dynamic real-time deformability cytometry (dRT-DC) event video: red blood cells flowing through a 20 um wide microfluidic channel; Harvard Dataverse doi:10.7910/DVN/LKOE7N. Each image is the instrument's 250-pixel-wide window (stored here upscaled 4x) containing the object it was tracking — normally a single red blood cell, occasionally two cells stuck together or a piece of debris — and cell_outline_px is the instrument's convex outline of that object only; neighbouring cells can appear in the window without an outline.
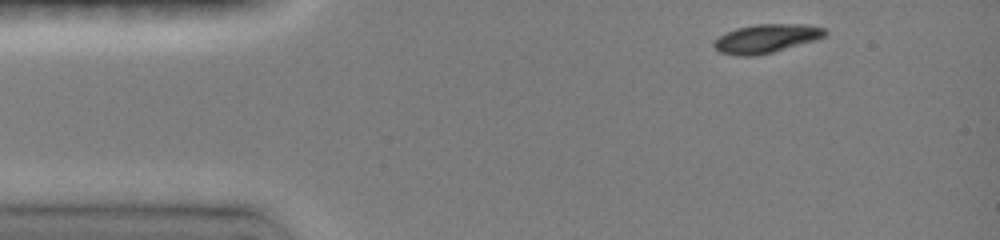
{"species": "common noctule bat (a hibernating species)", "species_latin": "Nyctalus noctula", "temperature_condition": "room temperature", "stored_images_in_passage": 6, "camera_frame_rate_fps": 3000, "um_per_image_px": 0.085, "animal": {"sex": "female", "body_mass_g": 19.0, "forearm_length_mm": 51.5}, "frame": {"image": 1, "passage_image": 1, "time_ms": 0.0, "image_size_px": [1000, 240], "cell_outline_px": [[828, 32], [824, 36], [816, 40], [772, 52], [756, 56], [736, 56], [720, 52], [712, 44], [720, 36], [736, 28], [756, 24], [808, 24], [828, 28]], "centroid_in_image_um": [65.18, 3.27], "position_along_channel_um": 19.8, "area_um2": 18.61}}
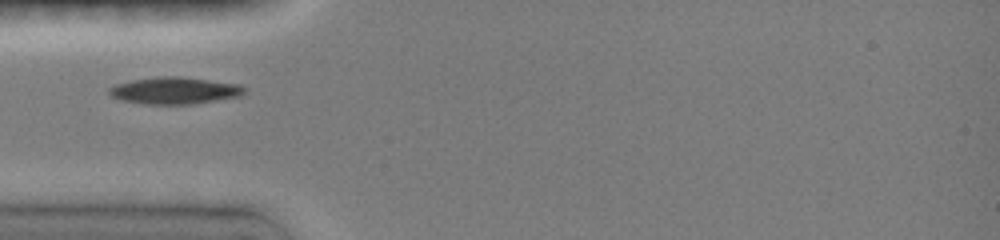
{"frame": {"image": 2, "passage_image": 5, "time_ms": 3.0, "image_size_px": [1000, 240], "cell_outline_px": [[244, 92], [240, 96], [196, 104], [148, 104], [120, 100], [108, 96], [108, 88], [116, 84], [132, 80], [156, 76], [180, 76], [240, 84], [244, 88]], "centroid_in_image_um": [14.8, 7.7], "position_along_channel_um": 70.2, "area_um2": 21.39}}